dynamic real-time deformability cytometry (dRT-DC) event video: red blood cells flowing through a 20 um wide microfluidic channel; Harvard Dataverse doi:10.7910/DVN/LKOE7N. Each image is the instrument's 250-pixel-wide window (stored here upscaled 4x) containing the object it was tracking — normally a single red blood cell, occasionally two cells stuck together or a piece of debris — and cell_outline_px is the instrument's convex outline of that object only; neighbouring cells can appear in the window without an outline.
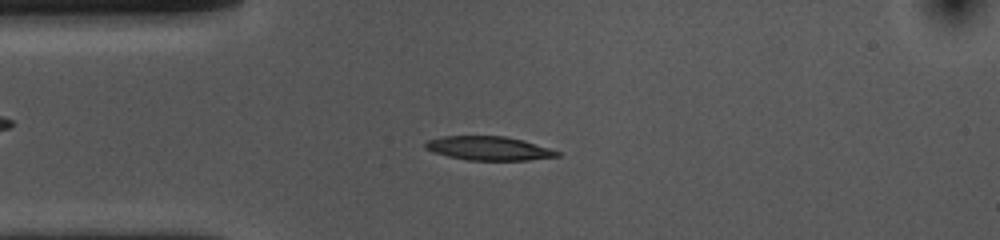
{"species": "common noctule bat (a hibernating species)", "species_latin": "Nyctalus noctula", "temperature_condition": "cold", "stored_images_in_passage": 45, "camera_frame_rate_fps": 3000, "um_per_image_px": 0.085, "animal": {"sex": "female", "body_mass_g": 10.0, "forearm_length_mm": 53.1}, "frame": {"image": 1, "passage_image": 3, "time_ms": 0.667, "image_size_px": [1000, 240], "cell_outline_px": [[560, 156], [528, 160], [468, 160], [448, 156], [432, 152], [424, 148], [424, 144], [428, 140], [444, 136], [504, 136], [524, 140], [560, 152]], "centroid_in_image_um": [41.52, 12.61], "position_along_channel_um": 43.5, "area_um2": 18.26}}
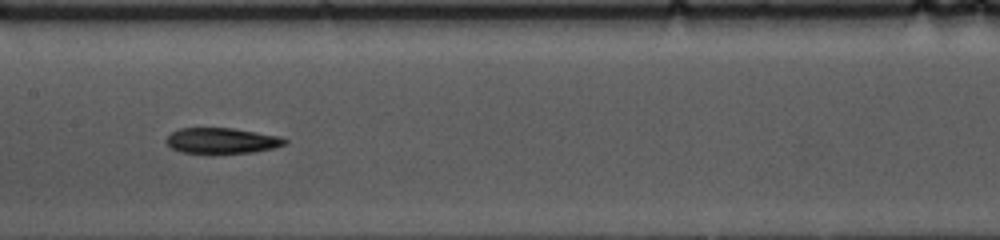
{"frame": {"image": 2, "passage_image": 16, "time_ms": 5.0, "image_size_px": [1000, 240], "cell_outline_px": [[288, 144], [272, 148], [252, 152], [180, 152], [172, 148], [164, 140], [172, 132], [180, 128], [232, 128], [280, 136], [288, 140]], "centroid_in_image_um": [18.87, 11.94], "position_along_channel_um": 188.5, "area_um2": 17.4}}
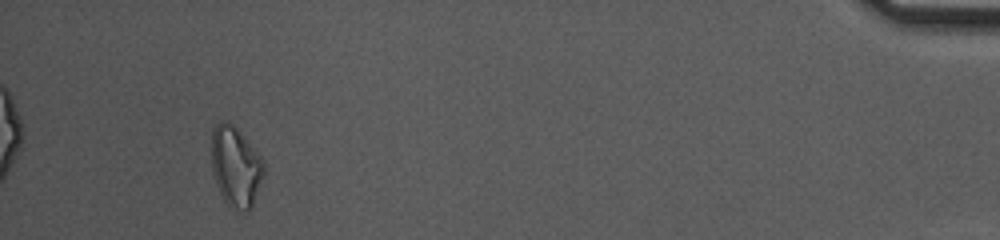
{"frame": {"image": 3, "passage_image": 41, "time_ms": 13.333, "image_size_px": [1000, 240], "cell_outline_px": [[264, 176], [252, 208], [248, 212], [244, 212], [228, 204], [224, 200], [216, 184], [212, 172], [212, 128], [220, 120], [228, 120], [240, 132], [264, 160]], "centroid_in_image_um": [20.04, 14.15], "position_along_channel_um": 415.2, "area_um2": 24.62}, "authors_computed_cell_mechanics": {"area_um2": 18.6694, "velocity_mm_per_s": 3.6168, "shape_relaxation_time_tau1_ms": 6.3771, "shape_relaxation_time_tau2_ms": null, "deformation_change_tau1": 0.1585, "deformation_change_tau2": null}}